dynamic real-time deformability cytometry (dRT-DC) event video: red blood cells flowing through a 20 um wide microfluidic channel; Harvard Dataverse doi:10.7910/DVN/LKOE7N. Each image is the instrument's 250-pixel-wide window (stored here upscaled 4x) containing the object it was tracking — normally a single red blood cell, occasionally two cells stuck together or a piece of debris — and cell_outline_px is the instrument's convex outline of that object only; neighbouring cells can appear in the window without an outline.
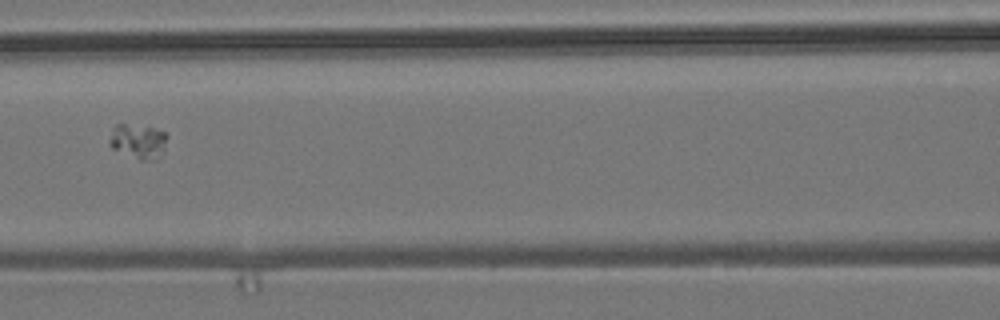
{"species": "common noctule bat (a hibernating species)", "species_latin": "Nyctalus noctula", "temperature_condition": "room temperature", "stored_images_in_passage": 8, "segment_of_instrument_passage": [2, 2], "camera_frame_rate_fps": 3000, "um_per_image_px": 0.085, "animal": {"sex": "male", "body_mass_g": 19.2, "forearm_length_mm": 51.8}, "frame": {"image": 1, "passage_image": 4, "time_ms": 1.0, "image_size_px": [1000, 320], "cell_outline_px": [[168, 136], [156, 160], [140, 160], [112, 148], [108, 144], [108, 140], [112, 128], [116, 124], [124, 124], [152, 128], [164, 132]], "centroid_in_image_um": [11.68, 12.0], "position_along_channel_um": 154.9, "area_um2": 11.39}}
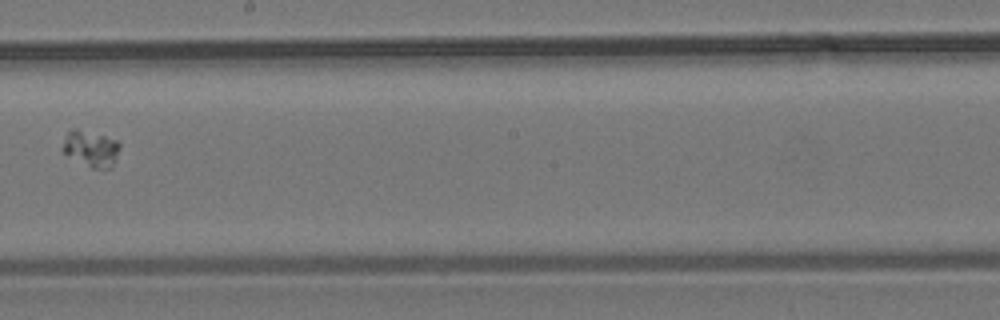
{"frame": {"image": 2, "passage_image": 6, "time_ms": 1.667, "image_size_px": [1000, 320], "cell_outline_px": [[120, 148], [116, 160], [108, 168], [92, 168], [64, 152], [60, 148], [68, 132], [72, 128], [76, 128], [104, 136], [116, 140], [120, 144]], "centroid_in_image_um": [7.74, 12.61], "position_along_channel_um": 240.5, "area_um2": 11.73}}
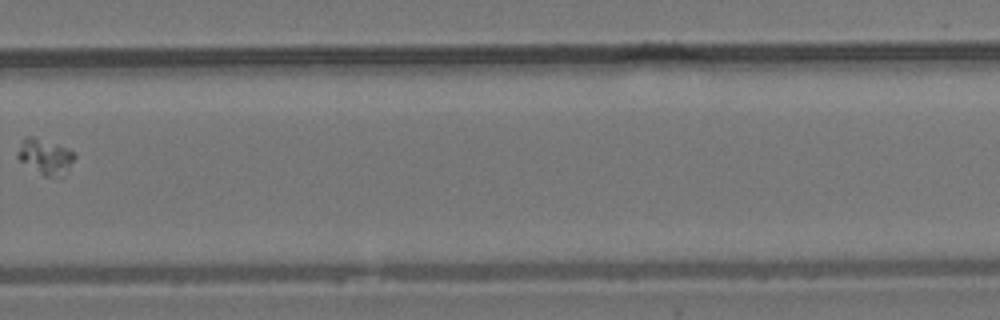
{"frame": {"image": 3, "passage_image": 8, "time_ms": 2.333, "image_size_px": [1000, 320], "cell_outline_px": [[76, 156], [68, 172], [64, 176], [44, 176], [20, 160], [16, 156], [16, 152], [24, 140], [28, 136], [32, 136], [60, 144], [76, 152]], "centroid_in_image_um": [3.92, 13.31], "position_along_channel_um": 325.9, "area_um2": 11.85}}